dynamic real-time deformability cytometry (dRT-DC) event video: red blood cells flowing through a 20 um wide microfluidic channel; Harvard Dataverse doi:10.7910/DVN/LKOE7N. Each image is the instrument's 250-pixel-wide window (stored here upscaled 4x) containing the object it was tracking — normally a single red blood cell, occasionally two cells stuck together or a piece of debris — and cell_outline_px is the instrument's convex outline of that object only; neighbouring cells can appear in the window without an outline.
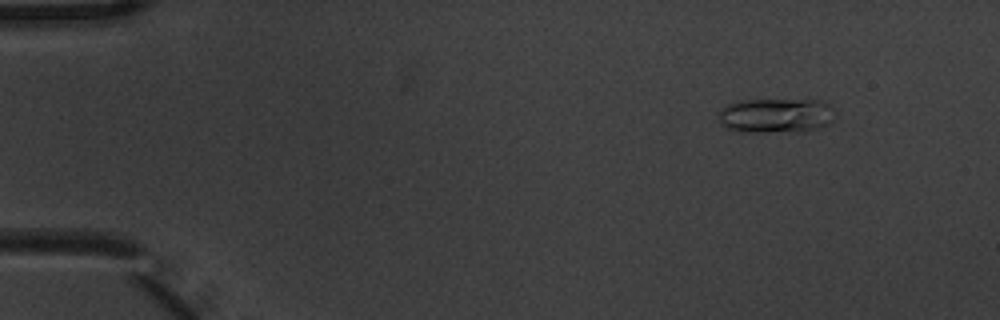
{"species": "common noctule bat (a hibernating species)", "species_latin": "Nyctalus noctula", "temperature_condition": "warm", "stored_images_in_passage": 5, "camera_frame_rate_fps": 3000, "um_per_image_px": 0.085, "animal": {"sex": "male", "body_mass_g": 20.1, "forearm_length_mm": 53.5}, "frame": {"image": 1, "passage_image": 2, "time_ms": 0.333, "image_size_px": [1000, 320], "cell_outline_px": [[828, 124], [820, 128], [804, 132], [740, 132], [728, 128], [720, 124], [720, 112], [728, 104], [740, 100], [820, 100], [828, 104]], "centroid_in_image_um": [65.87, 9.84], "position_along_channel_um": 19.1, "area_um2": 23.12}}